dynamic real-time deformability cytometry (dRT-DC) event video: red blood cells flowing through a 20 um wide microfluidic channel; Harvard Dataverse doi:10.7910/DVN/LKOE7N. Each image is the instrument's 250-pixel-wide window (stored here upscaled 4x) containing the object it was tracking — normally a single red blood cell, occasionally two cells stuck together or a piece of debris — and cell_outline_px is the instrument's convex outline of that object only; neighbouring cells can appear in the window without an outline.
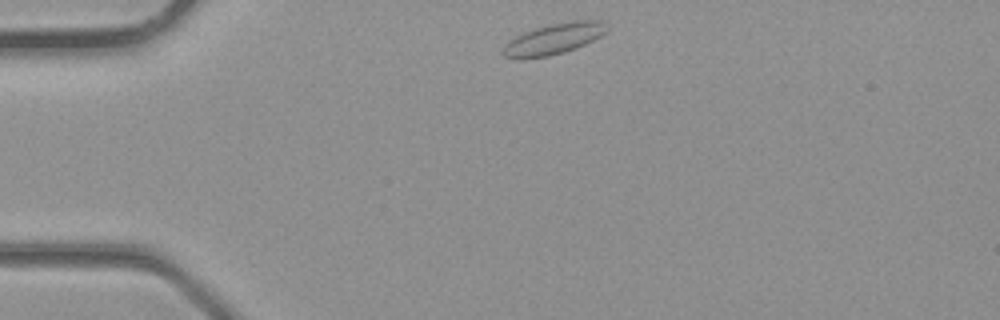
{"species": "common noctule bat (a hibernating species)", "species_latin": "Nyctalus noctula", "temperature_condition": "room temperature", "stored_images_in_passage": 2, "camera_frame_rate_fps": 3000, "um_per_image_px": 0.085, "animal": {"sex": "male", "body_mass_g": 23.1, "forearm_length_mm": 52.7}, "frame": {"image": 1, "passage_image": 1, "time_ms": 0.0, "image_size_px": [1000, 320], "cell_outline_px": [[608, 28], [600, 36], [576, 48], [564, 52], [548, 56], [520, 60], [504, 56], [500, 52], [516, 36], [524, 32], [536, 28], [552, 24], [572, 20], [600, 20]], "centroid_in_image_um": [47.05, 3.32], "position_along_channel_um": 38.0, "area_um2": 18.44}}